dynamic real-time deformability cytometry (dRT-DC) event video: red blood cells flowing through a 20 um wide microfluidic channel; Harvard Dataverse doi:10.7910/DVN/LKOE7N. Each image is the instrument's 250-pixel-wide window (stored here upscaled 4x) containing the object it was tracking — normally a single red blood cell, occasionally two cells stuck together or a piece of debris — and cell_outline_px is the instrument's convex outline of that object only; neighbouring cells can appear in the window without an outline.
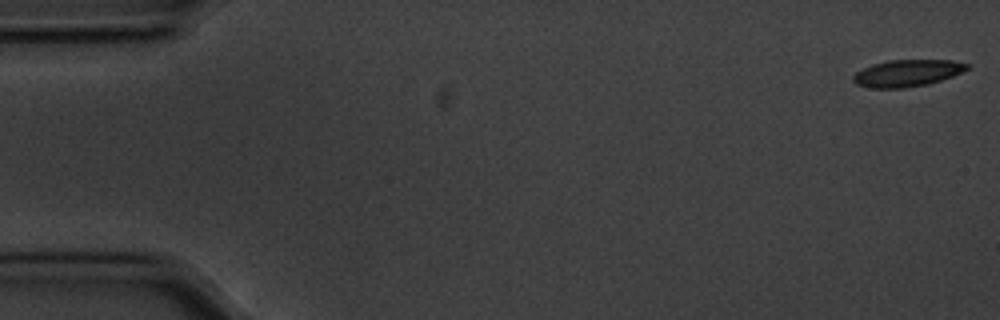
{"species": "common noctule bat (a hibernating species)", "species_latin": "Nyctalus noctula", "temperature_condition": "cold", "stored_images_in_passage": 50, "camera_frame_rate_fps": 3000, "um_per_image_px": 0.085, "animal": {"sex": "male", "body_mass_g": 20.1, "forearm_length_mm": 53.5}, "frame": {"image": 1, "passage_image": 1, "time_ms": 0.0, "image_size_px": [1000, 320], "cell_outline_px": [[972, 64], [968, 68], [952, 76], [928, 84], [904, 88], [872, 88], [856, 84], [852, 80], [852, 76], [856, 72], [872, 64], [888, 60], [952, 60]], "centroid_in_image_um": [77.1, 6.21], "position_along_channel_um": 7.9, "area_um2": 17.8}}
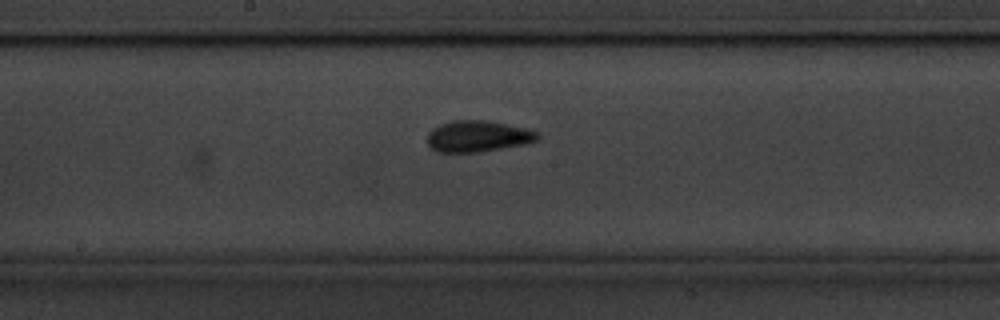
{"frame": {"image": 2, "passage_image": 29, "time_ms": 9.333, "image_size_px": [1000, 320], "cell_outline_px": [[540, 136], [536, 140], [524, 144], [480, 152], [436, 152], [428, 144], [428, 132], [432, 128], [440, 124], [452, 120], [488, 120], [528, 128], [540, 132]], "centroid_in_image_um": [40.63, 11.57], "position_along_channel_um": 207.6, "area_um2": 20.29}}
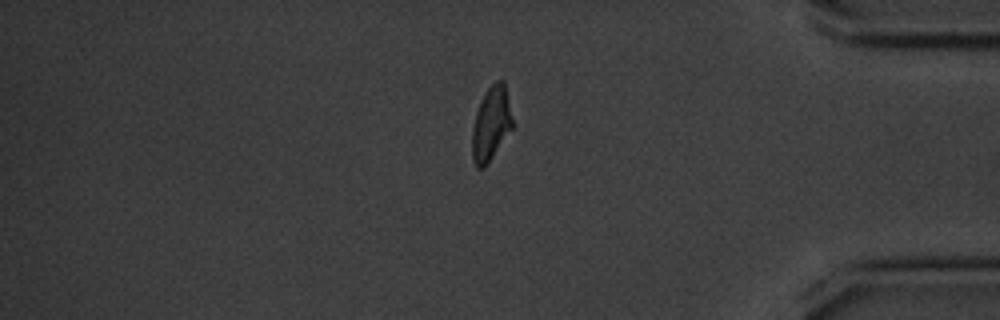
{"frame": {"image": 3, "passage_image": 47, "time_ms": 15.333, "image_size_px": [1000, 320], "cell_outline_px": [[512, 128], [488, 164], [484, 168], [476, 168], [472, 156], [472, 128], [476, 112], [480, 100], [484, 92], [496, 80], [504, 80], [512, 120]], "centroid_in_image_um": [41.72, 10.53], "position_along_channel_um": 393.5, "area_um2": 17.34}}